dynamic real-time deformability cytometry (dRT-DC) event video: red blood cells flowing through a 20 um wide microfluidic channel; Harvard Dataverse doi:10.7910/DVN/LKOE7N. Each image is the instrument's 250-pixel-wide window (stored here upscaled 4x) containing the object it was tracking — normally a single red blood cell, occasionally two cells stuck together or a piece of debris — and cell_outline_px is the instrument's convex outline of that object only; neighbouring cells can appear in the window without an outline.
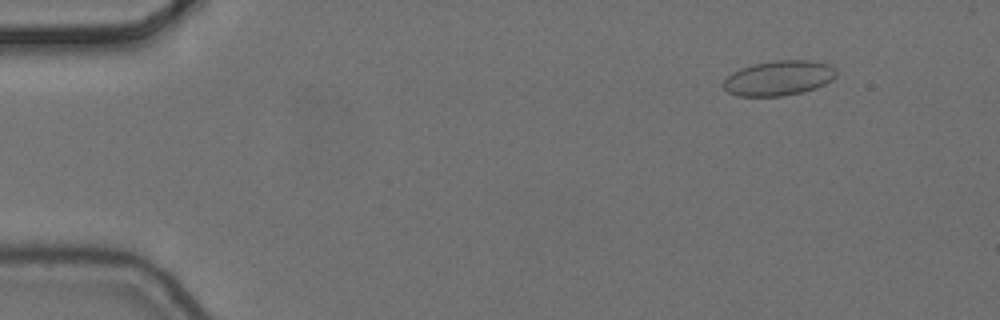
{"species": "common noctule bat (a hibernating species)", "species_latin": "Nyctalus noctula", "temperature_condition": "cold", "stored_images_in_passage": 4, "camera_frame_rate_fps": 3000, "um_per_image_px": 0.085, "animal": {"sex": "female", "body_mass_g": 24.6, "forearm_length_mm": 56.2}, "frame": {"image": 1, "passage_image": 2, "time_ms": 0.333, "image_size_px": [1000, 320], "cell_outline_px": [[836, 76], [832, 80], [816, 88], [804, 92], [780, 96], [736, 96], [728, 92], [724, 88], [724, 80], [732, 72], [740, 68], [752, 64], [772, 60], [808, 60], [828, 64], [836, 72]], "centroid_in_image_um": [66.17, 6.63], "position_along_channel_um": 18.8, "area_um2": 23.0}}
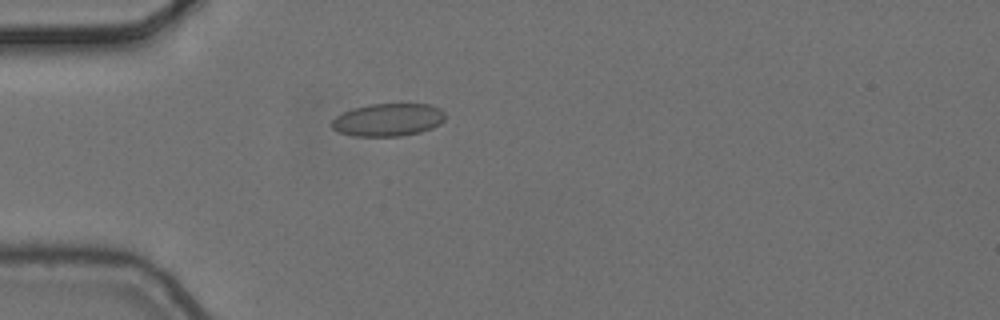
{"frame": {"image": 2, "passage_image": 4, "time_ms": 1.0, "image_size_px": [1000, 320], "cell_outline_px": [[444, 120], [440, 124], [432, 128], [420, 132], [400, 136], [352, 136], [340, 132], [332, 128], [328, 124], [336, 116], [352, 108], [368, 104], [432, 104], [440, 108], [444, 112]], "centroid_in_image_um": [32.97, 10.18], "position_along_channel_um": 52.0, "area_um2": 21.85}}